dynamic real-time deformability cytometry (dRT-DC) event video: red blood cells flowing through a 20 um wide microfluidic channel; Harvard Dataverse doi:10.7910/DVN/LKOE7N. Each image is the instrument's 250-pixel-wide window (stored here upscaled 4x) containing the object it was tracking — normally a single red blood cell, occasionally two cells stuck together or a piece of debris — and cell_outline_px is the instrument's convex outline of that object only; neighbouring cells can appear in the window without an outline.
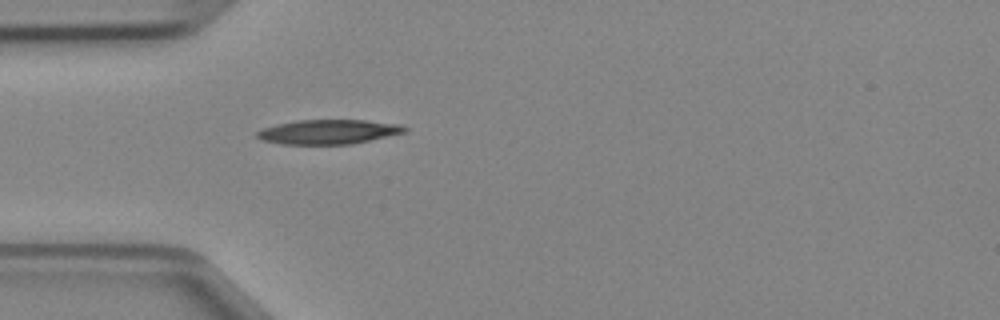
{"species": "Egyptian fruit bat (a non-hibernating species)", "species_latin": "Rousettus aegyptiacus", "temperature_condition": "cold", "stored_images_in_passage": 34, "camera_frame_rate_fps": 3000, "um_per_image_px": 0.085, "animal": {"sex": "female"}, "frame": {"image": 1, "passage_image": 1, "time_ms": 0.0, "image_size_px": [1000, 320], "cell_outline_px": [[408, 128], [404, 132], [352, 144], [280, 144], [264, 140], [256, 136], [256, 132], [264, 128], [276, 124], [296, 120], [364, 120], [400, 124]], "centroid_in_image_um": [27.9, 11.2], "position_along_channel_um": 57.1, "area_um2": 20.87}}
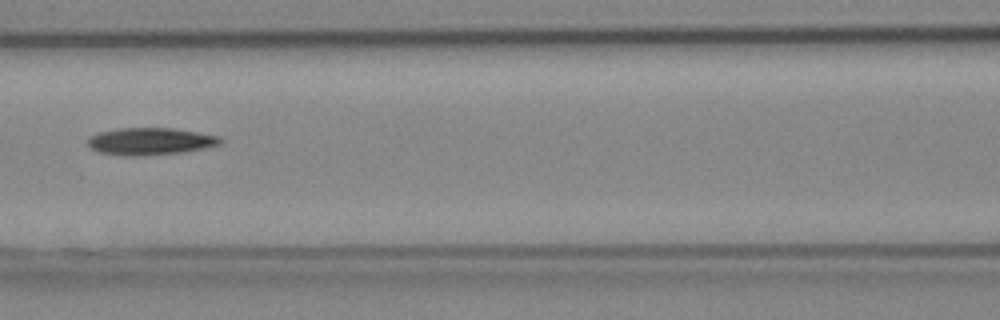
{"frame": {"image": 2, "passage_image": 8, "time_ms": 2.333, "image_size_px": [1000, 320], "cell_outline_px": [[224, 140], [220, 144], [204, 148], [180, 152], [144, 156], [124, 156], [100, 152], [92, 148], [88, 144], [88, 136], [96, 132], [116, 128], [172, 128], [220, 136]], "centroid_in_image_um": [12.74, 12.01], "position_along_channel_um": 153.9, "area_um2": 21.1}}
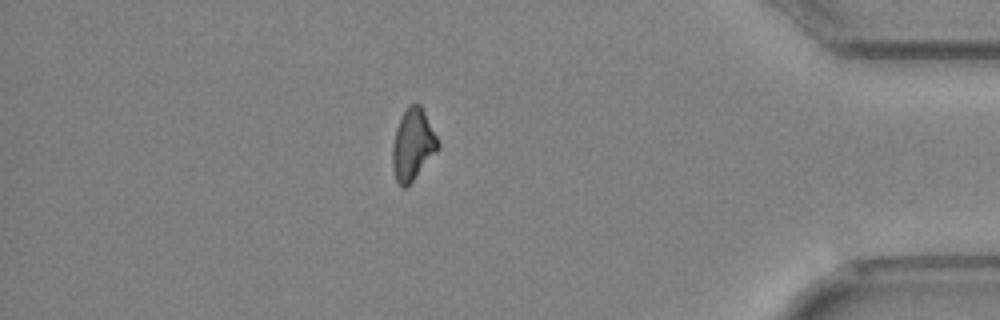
{"frame": {"image": 3, "passage_image": 28, "time_ms": 9.0, "image_size_px": [1000, 320], "cell_outline_px": [[440, 148], [412, 180], [404, 188], [400, 188], [396, 180], [392, 168], [392, 144], [396, 128], [408, 104], [420, 104], [440, 144]], "centroid_in_image_um": [35.07, 12.31], "position_along_channel_um": 400.1, "area_um2": 18.67}}